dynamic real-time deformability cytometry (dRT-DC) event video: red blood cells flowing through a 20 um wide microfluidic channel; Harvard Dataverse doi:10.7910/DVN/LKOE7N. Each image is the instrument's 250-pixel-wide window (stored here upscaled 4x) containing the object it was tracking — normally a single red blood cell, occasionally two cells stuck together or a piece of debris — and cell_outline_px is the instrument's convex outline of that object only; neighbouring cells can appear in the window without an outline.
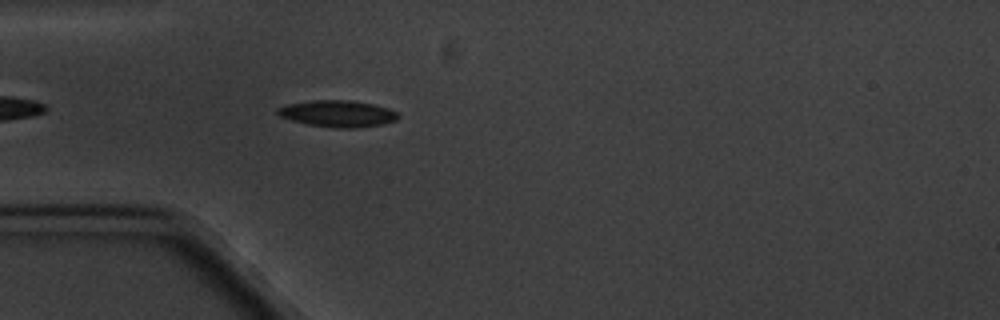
{"species": "common noctule bat (a hibernating species)", "species_latin": "Nyctalus noctula", "temperature_condition": "cold", "stored_images_in_passage": 4, "camera_frame_rate_fps": 3000, "um_per_image_px": 0.085, "animal": {"sex": "male", "body_mass_g": 20.1, "forearm_length_mm": 53.5}, "frame": {"image": 1, "passage_image": 4, "time_ms": 3.333, "image_size_px": [1000, 320], "cell_outline_px": [[400, 116], [396, 120], [380, 124], [356, 128], [336, 128], [308, 124], [292, 120], [280, 116], [276, 112], [276, 108], [288, 104], [312, 100], [352, 100], [372, 104], [388, 108], [396, 112]], "centroid_in_image_um": [28.69, 9.65], "position_along_channel_um": 56.3, "area_um2": 18.55}}